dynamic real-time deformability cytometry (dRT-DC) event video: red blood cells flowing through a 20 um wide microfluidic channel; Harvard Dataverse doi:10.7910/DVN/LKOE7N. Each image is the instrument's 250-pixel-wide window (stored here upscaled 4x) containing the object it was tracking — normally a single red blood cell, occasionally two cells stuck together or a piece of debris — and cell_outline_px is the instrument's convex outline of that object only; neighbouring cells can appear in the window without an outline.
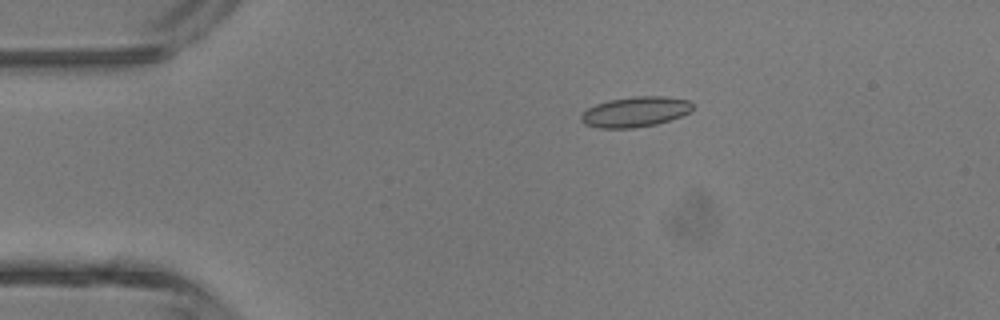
{"species": "common noctule bat (a hibernating species)", "species_latin": "Nyctalus noctula", "temperature_condition": "room temperature", "stored_images_in_passage": 3, "camera_frame_rate_fps": 3000, "um_per_image_px": 0.085, "animal": {"sex": "male", "body_mass_g": 13.3}, "frame": {"image": 1, "passage_image": 2, "time_ms": 1.333, "image_size_px": [1000, 320], "cell_outline_px": [[692, 108], [688, 112], [680, 116], [656, 124], [632, 128], [600, 128], [584, 124], [580, 120], [580, 116], [588, 108], [596, 104], [608, 100], [636, 96], [660, 96], [688, 100], [692, 104]], "centroid_in_image_um": [53.95, 9.51], "position_along_channel_um": 31.1, "area_um2": 19.42}}